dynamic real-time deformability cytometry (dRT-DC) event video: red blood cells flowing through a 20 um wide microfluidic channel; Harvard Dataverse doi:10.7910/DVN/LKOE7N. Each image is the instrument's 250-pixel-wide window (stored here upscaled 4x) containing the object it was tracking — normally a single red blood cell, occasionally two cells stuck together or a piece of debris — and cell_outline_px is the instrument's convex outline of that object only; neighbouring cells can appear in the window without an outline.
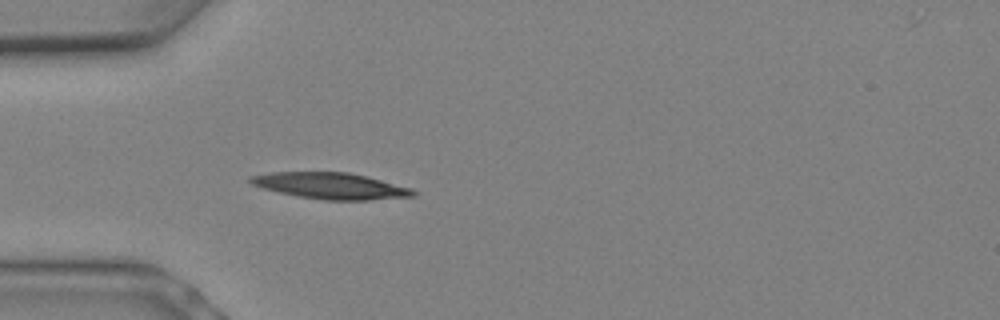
{"species": "Egyptian fruit bat (a non-hibernating species)", "species_latin": "Rousettus aegyptiacus", "temperature_condition": "warm", "stored_images_in_passage": 4, "camera_frame_rate_fps": 3000, "um_per_image_px": 0.085, "animal": {"sex": "female"}, "frame": {"image": 1, "passage_image": 4, "time_ms": 1.0, "image_size_px": [1000, 320], "cell_outline_px": [[416, 196], [368, 200], [324, 200], [300, 196], [280, 192], [264, 188], [252, 184], [248, 180], [248, 176], [272, 172], [348, 172], [368, 176], [412, 188], [416, 192]], "centroid_in_image_um": [28.15, 15.79], "position_along_channel_um": 56.9, "area_um2": 24.85}}